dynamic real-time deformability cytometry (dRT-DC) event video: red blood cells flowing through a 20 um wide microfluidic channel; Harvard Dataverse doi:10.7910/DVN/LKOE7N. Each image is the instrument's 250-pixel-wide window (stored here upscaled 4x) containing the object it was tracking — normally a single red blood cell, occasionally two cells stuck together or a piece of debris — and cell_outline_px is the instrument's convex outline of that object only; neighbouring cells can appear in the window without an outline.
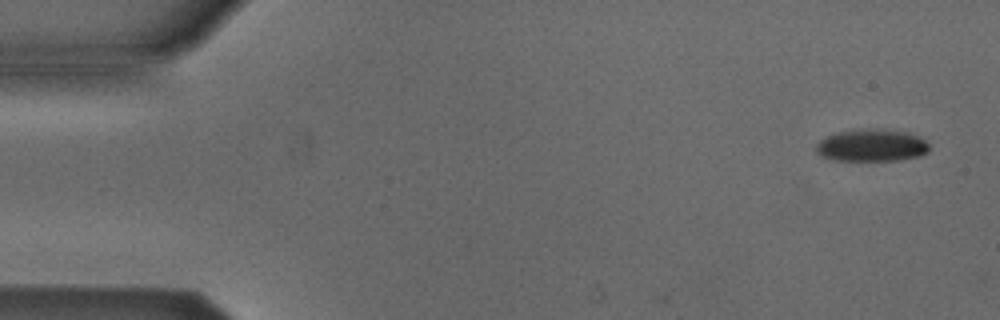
{"species": "Egyptian fruit bat (a non-hibernating species)", "species_latin": "Rousettus aegyptiacus", "temperature_condition": "cold", "stored_images_in_passage": 7, "camera_frame_rate_fps": 3000, "um_per_image_px": 0.085, "animal": {"sex": "male"}, "frame": {"image": 1, "passage_image": 1, "time_ms": 0.0, "image_size_px": [1000, 320], "cell_outline_px": [[928, 152], [920, 156], [900, 160], [832, 160], [820, 156], [816, 152], [816, 144], [824, 136], [840, 132], [904, 132], [920, 136], [928, 144]], "centroid_in_image_um": [74.07, 12.42], "position_along_channel_um": 10.9, "area_um2": 20.29}}
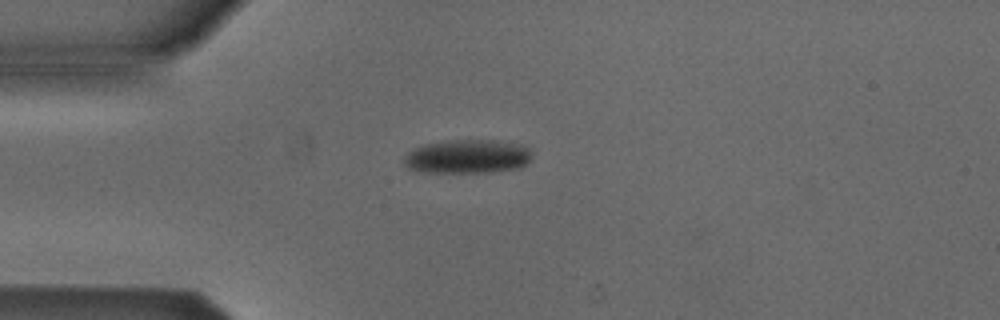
{"frame": {"image": 2, "passage_image": 4, "time_ms": 3.667, "image_size_px": [1000, 320], "cell_outline_px": [[532, 156], [520, 168], [492, 172], [424, 172], [408, 168], [404, 164], [404, 156], [408, 152], [416, 148], [428, 144], [448, 140], [488, 140], [520, 144], [528, 148]], "centroid_in_image_um": [39.73, 13.31], "position_along_channel_um": 45.3, "area_um2": 24.97}}
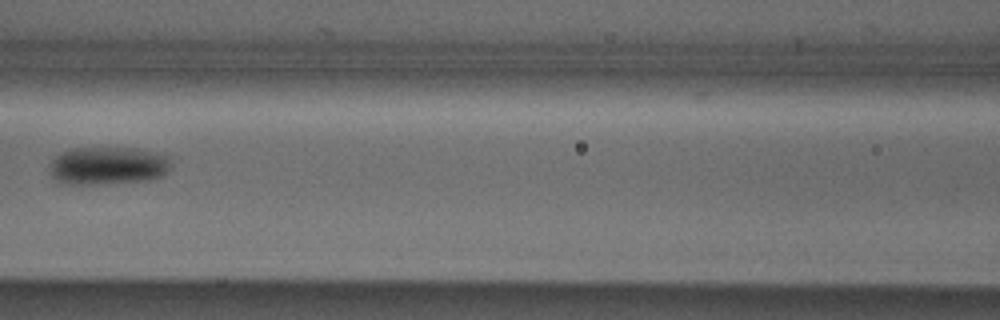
{"frame": {"image": 3, "passage_image": 7, "time_ms": 7.0, "image_size_px": [1000, 320], "cell_outline_px": [[172, 164], [168, 172], [164, 176], [152, 180], [108, 184], [60, 184], [52, 180], [48, 172], [52, 160], [56, 156], [72, 148], [136, 148], [160, 152], [168, 156]], "centroid_in_image_um": [9.19, 14.11], "position_along_channel_um": 157.4, "area_um2": 27.69}}